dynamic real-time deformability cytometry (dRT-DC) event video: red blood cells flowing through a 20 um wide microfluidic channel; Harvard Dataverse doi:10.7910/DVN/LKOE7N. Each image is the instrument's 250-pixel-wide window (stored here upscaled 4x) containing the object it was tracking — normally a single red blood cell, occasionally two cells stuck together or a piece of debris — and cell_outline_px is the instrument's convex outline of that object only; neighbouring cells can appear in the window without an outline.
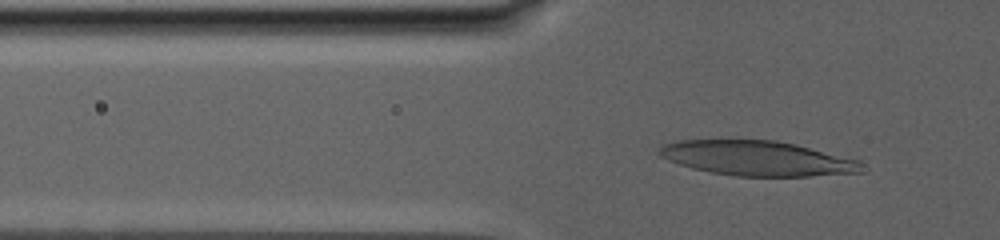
{"species": "human", "species_latin": "Homo sapiens", "temperature_condition": "warm", "stored_images_in_passage": 115, "camera_frame_rate_fps": 3000, "um_per_image_px": 0.085, "donor": {"sex": "male"}, "frame": {"image": 1, "passage_image": 74, "time_ms": 10.333, "image_size_px": [1000, 240], "cell_outline_px": [[864, 172], [808, 176], [732, 176], [692, 168], [668, 160], [660, 156], [656, 152], [664, 144], [676, 140], [776, 140], [796, 144], [860, 160], [864, 164]], "centroid_in_image_um": [64.4, 13.45], "position_along_channel_um": 61.4, "area_um2": 41.27}}
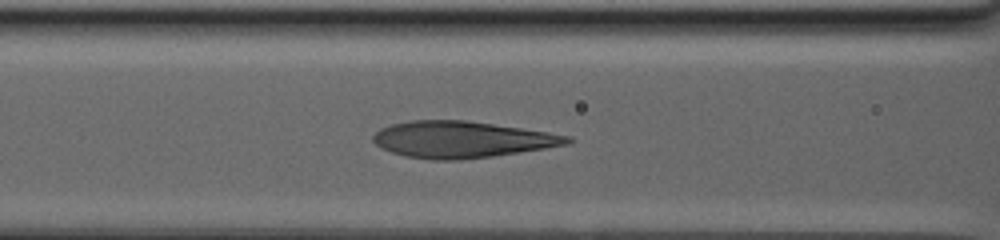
{"frame": {"image": 2, "passage_image": 97, "time_ms": 13.667, "image_size_px": [1000, 240], "cell_outline_px": [[576, 140], [568, 144], [544, 148], [492, 156], [460, 160], [432, 160], [404, 156], [380, 148], [372, 140], [372, 136], [380, 128], [392, 124], [408, 120], [464, 120], [548, 132], [572, 136]], "centroid_in_image_um": [39.23, 11.86], "position_along_channel_um": 127.4, "area_um2": 41.27}}
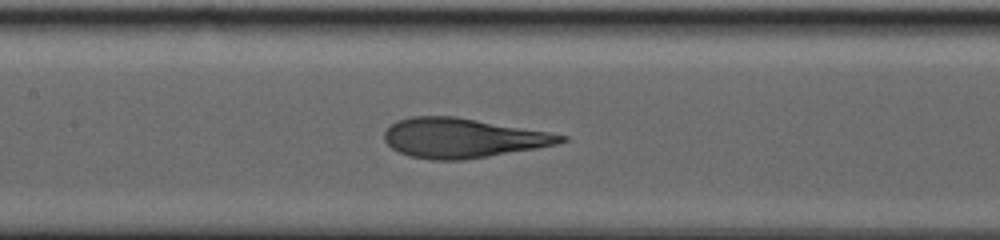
{"frame": {"image": 3, "passage_image": 109, "time_ms": 15.333, "image_size_px": [1000, 240], "cell_outline_px": [[568, 140], [556, 144], [536, 148], [464, 160], [432, 160], [408, 156], [392, 148], [384, 140], [384, 132], [396, 120], [412, 116], [456, 116], [548, 132], [568, 136]], "centroid_in_image_um": [39.29, 11.73], "position_along_channel_um": 168.1, "area_um2": 40.58}}